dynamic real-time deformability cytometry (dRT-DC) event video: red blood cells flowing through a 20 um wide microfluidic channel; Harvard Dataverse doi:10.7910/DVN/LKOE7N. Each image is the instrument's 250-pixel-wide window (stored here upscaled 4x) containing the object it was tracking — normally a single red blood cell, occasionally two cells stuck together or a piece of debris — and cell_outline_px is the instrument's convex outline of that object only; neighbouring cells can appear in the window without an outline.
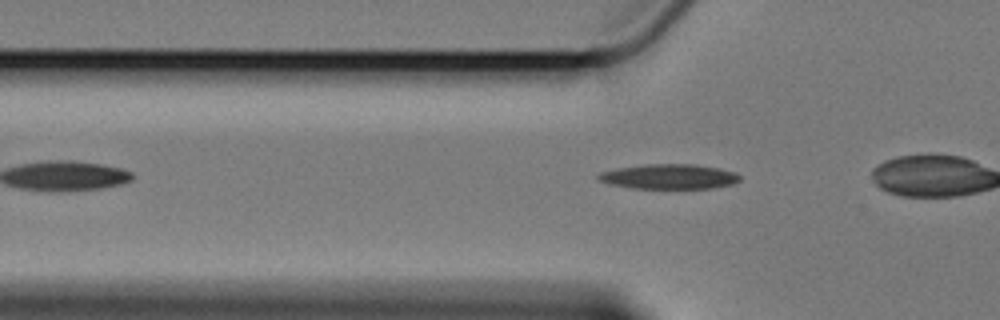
{"species": "Egyptian fruit bat (a non-hibernating species)", "species_latin": "Rousettus aegyptiacus", "temperature_condition": "cold", "stored_images_in_passage": 32, "camera_frame_rate_fps": 3000, "um_per_image_px": 0.085, "animal": {"sex": "female"}, "frame": {"image": 1, "passage_image": 4, "time_ms": 1.0, "image_size_px": [1000, 320], "cell_outline_px": [[740, 180], [732, 184], [712, 188], [632, 188], [608, 184], [596, 180], [596, 176], [600, 172], [620, 168], [644, 164], [692, 164], [720, 168], [736, 172], [740, 176]], "centroid_in_image_um": [56.85, 15.01], "position_along_channel_um": 68.9, "area_um2": 20.58}}
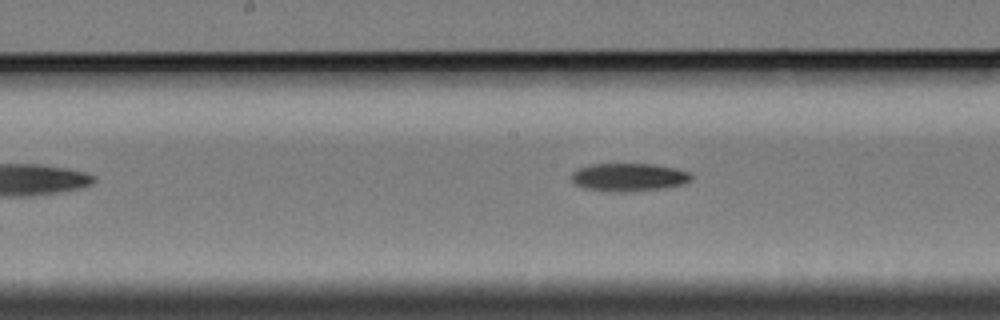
{"frame": {"image": 2, "passage_image": 15, "time_ms": 4.667, "image_size_px": [1000, 320], "cell_outline_px": [[692, 180], [684, 184], [660, 188], [628, 192], [612, 192], [584, 188], [576, 184], [572, 180], [572, 172], [576, 168], [592, 164], [652, 164], [676, 168], [692, 172]], "centroid_in_image_um": [53.46, 15.06], "position_along_channel_um": 194.7, "area_um2": 19.71}}
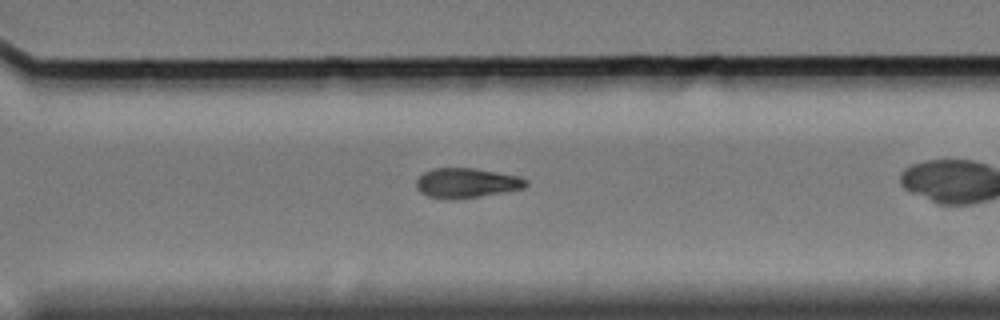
{"frame": {"image": 3, "passage_image": 27, "time_ms": 8.667, "image_size_px": [1000, 320], "cell_outline_px": [[528, 184], [524, 188], [480, 196], [428, 196], [420, 192], [416, 188], [416, 180], [424, 172], [432, 168], [476, 168], [516, 176], [528, 180]], "centroid_in_image_um": [39.66, 15.5], "position_along_channel_um": 330.9, "area_um2": 18.21}}